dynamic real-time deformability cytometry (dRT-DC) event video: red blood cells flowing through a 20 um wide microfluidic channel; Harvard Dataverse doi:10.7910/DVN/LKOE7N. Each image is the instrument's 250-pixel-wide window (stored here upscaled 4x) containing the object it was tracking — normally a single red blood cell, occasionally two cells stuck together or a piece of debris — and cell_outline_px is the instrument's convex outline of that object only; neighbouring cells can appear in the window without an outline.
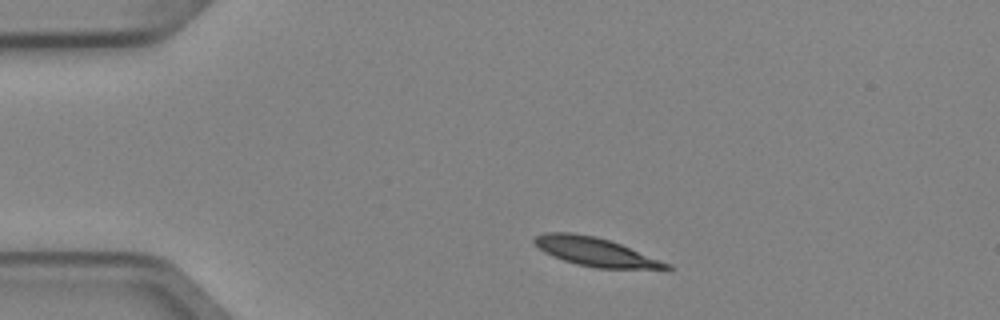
{"species": "Egyptian fruit bat (a non-hibernating species)", "species_latin": "Rousettus aegyptiacus", "temperature_condition": "cold", "stored_images_in_passage": 2, "camera_frame_rate_fps": 3000, "um_per_image_px": 0.085, "animal": {"sex": "female"}, "frame": {"image": 1, "passage_image": 1, "time_ms": 0.0, "image_size_px": [1000, 320], "cell_outline_px": [[672, 268], [668, 272], [596, 268], [576, 264], [552, 256], [544, 252], [532, 240], [536, 236], [544, 232], [572, 232], [592, 236], [608, 240], [620, 244], [672, 264]], "centroid_in_image_um": [50.77, 21.47], "position_along_channel_um": 34.2, "area_um2": 22.72}}